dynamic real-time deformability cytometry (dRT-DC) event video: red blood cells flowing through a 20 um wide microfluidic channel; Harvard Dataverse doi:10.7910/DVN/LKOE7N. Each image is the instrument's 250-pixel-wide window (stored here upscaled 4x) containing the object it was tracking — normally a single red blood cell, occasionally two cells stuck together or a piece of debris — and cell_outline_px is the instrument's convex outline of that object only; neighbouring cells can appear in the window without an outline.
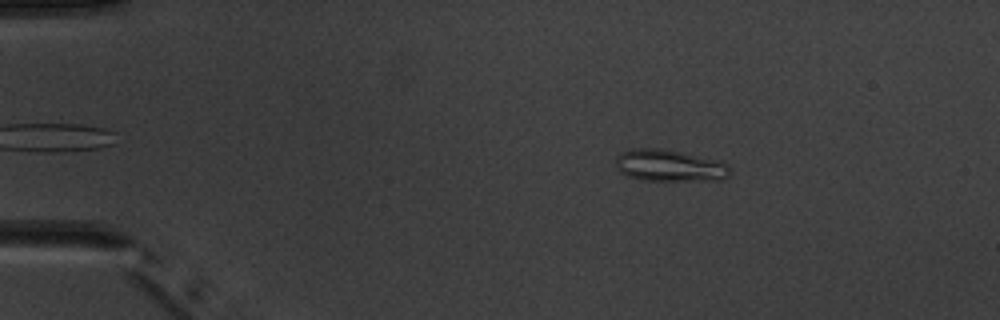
{"species": "common noctule bat (a hibernating species)", "species_latin": "Nyctalus noctula", "temperature_condition": "warm", "stored_images_in_passage": 4, "camera_frame_rate_fps": 3000, "um_per_image_px": 0.085, "animal": {"sex": "male", "body_mass_g": 20.1, "forearm_length_mm": 53.5}, "frame": {"image": 1, "passage_image": 2, "time_ms": 1.0, "image_size_px": [1000, 320], "cell_outline_px": [[732, 172], [728, 176], [720, 180], [644, 180], [628, 176], [620, 172], [616, 164], [616, 156], [620, 152], [632, 148], [660, 148], [712, 160], [724, 164]], "centroid_in_image_um": [56.82, 14.08], "position_along_channel_um": 28.2, "area_um2": 20.63}}